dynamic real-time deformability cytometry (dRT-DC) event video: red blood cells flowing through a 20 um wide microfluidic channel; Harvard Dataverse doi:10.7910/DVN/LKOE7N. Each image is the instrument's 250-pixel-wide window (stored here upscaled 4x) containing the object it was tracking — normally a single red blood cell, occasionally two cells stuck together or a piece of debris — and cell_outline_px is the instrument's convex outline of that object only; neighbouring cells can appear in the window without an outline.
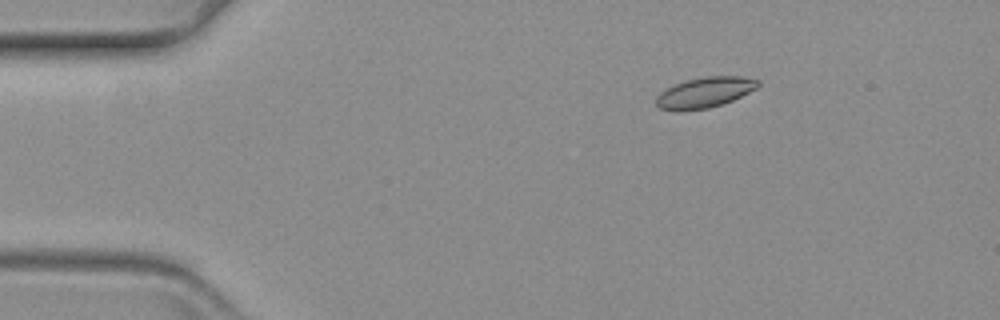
{"species": "common noctule bat (a hibernating species)", "species_latin": "Nyctalus noctula", "temperature_condition": "warm", "stored_images_in_passage": 8, "camera_frame_rate_fps": 3000, "um_per_image_px": 0.085, "animal": {"sex": "female", "body_mass_g": 19.3, "forearm_length_mm": 54.1}, "frame": {"image": 1, "passage_image": 1, "time_ms": 0.0, "image_size_px": [1000, 320], "cell_outline_px": [[760, 84], [756, 88], [732, 100], [708, 108], [660, 108], [656, 104], [656, 96], [660, 92], [684, 80], [708, 76], [740, 76], [760, 80]], "centroid_in_image_um": [59.95, 7.8], "position_along_channel_um": 25.0, "area_um2": 17.34}}